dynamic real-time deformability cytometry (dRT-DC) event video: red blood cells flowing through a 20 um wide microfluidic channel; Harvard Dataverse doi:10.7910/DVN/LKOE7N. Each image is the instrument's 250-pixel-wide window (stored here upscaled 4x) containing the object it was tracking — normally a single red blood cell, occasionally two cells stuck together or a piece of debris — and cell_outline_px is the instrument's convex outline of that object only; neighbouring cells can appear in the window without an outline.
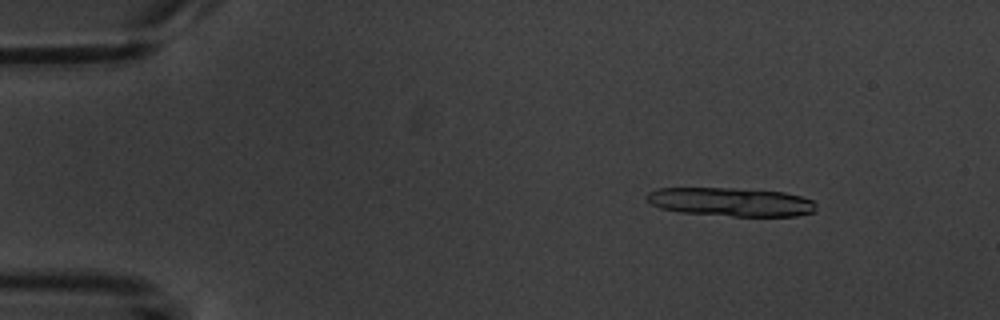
{"species": "common noctule bat (a hibernating species)", "species_latin": "Nyctalus noctula", "temperature_condition": "warm", "stored_images_in_passage": 5, "camera_frame_rate_fps": 3000, "um_per_image_px": 0.085, "animal": {"sex": "male", "body_mass_g": 20.1, "forearm_length_mm": 53.5}, "frame": {"image": 1, "passage_image": 2, "time_ms": 1.333, "image_size_px": [1000, 320], "cell_outline_px": [[816, 212], [796, 216], [732, 216], [680, 212], [660, 208], [652, 204], [644, 196], [648, 192], [660, 188], [732, 188], [784, 192], [800, 196], [812, 200], [816, 204]], "centroid_in_image_um": [62.14, 17.17], "position_along_channel_um": 22.9, "area_um2": 28.32}}
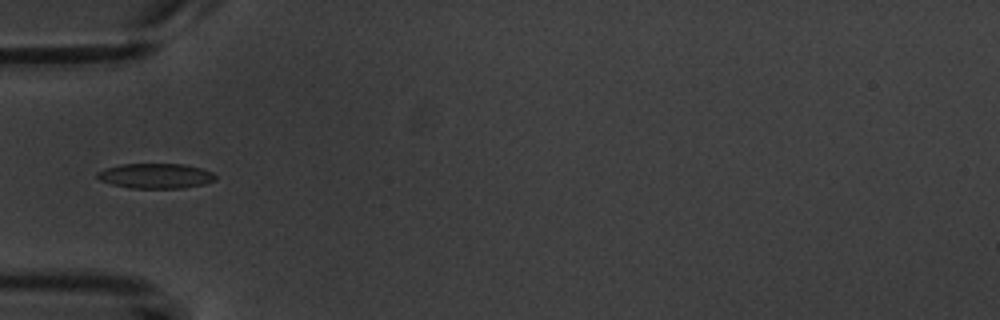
{"frame": {"image": 2, "passage_image": 5, "time_ms": 5.333, "image_size_px": [1000, 320], "cell_outline_px": [[216, 180], [204, 184], [184, 188], [128, 188], [112, 184], [100, 180], [96, 176], [96, 172], [104, 168], [120, 164], [184, 164], [200, 168], [212, 172], [216, 176]], "centroid_in_image_um": [13.21, 14.95], "position_along_channel_um": 71.8, "area_um2": 17.34}}